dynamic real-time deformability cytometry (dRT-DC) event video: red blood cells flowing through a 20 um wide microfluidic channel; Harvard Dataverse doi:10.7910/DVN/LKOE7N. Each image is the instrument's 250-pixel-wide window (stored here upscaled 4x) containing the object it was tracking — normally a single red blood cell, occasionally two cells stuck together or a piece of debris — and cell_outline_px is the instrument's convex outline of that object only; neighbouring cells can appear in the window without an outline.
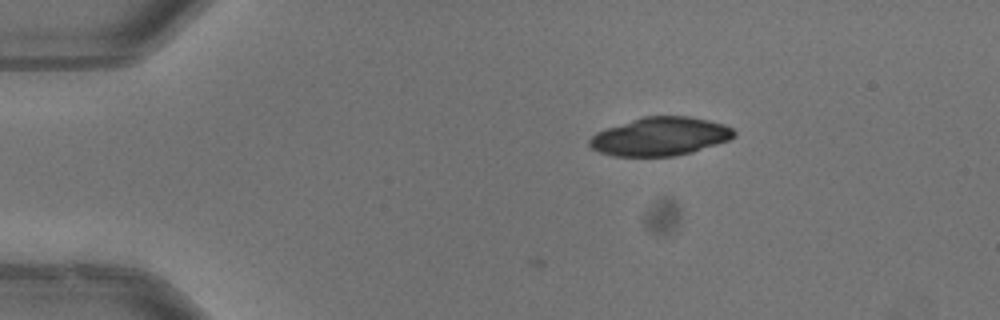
{"species": "common noctule bat (a hibernating species)", "species_latin": "Nyctalus noctula", "temperature_condition": "warm", "stored_images_in_passage": 5, "camera_frame_rate_fps": 3000, "um_per_image_px": 0.085, "animal": {"sex": "male", "body_mass_g": 13.3}, "frame": {"image": 1, "passage_image": 5, "time_ms": 1.333, "image_size_px": [1000, 320], "cell_outline_px": [[736, 136], [728, 140], [692, 152], [672, 156], [612, 156], [600, 152], [592, 148], [588, 144], [588, 140], [596, 132], [644, 116], [688, 116], [708, 120], [724, 124], [732, 128], [736, 132]], "centroid_in_image_um": [56.12, 11.6], "position_along_channel_um": 28.9, "area_um2": 32.14}}